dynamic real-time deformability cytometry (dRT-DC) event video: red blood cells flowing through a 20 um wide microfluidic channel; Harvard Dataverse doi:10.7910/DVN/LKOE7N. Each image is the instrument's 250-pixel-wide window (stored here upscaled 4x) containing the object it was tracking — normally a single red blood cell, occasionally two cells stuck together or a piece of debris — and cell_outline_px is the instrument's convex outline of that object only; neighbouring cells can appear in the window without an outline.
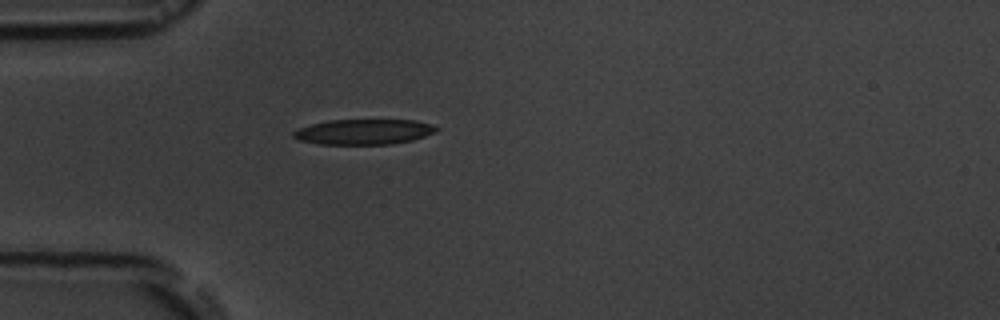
{"species": "common noctule bat (a hibernating species)", "species_latin": "Nyctalus noctula", "temperature_condition": "room temperature", "stored_images_in_passage": 1, "camera_frame_rate_fps": 3000, "um_per_image_px": 0.085, "animal": {"sex": "male", "body_mass_g": 19.5, "forearm_length_mm": 54.6}, "frame": {"image": 1, "passage_image": 1, "time_ms": 0.0, "image_size_px": [1000, 320], "cell_outline_px": [[440, 128], [436, 132], [412, 140], [392, 144], [320, 144], [300, 140], [292, 136], [292, 132], [300, 128], [312, 124], [328, 120], [416, 120], [432, 124]], "centroid_in_image_um": [30.96, 11.2], "position_along_channel_um": 54.0, "area_um2": 21.04}}